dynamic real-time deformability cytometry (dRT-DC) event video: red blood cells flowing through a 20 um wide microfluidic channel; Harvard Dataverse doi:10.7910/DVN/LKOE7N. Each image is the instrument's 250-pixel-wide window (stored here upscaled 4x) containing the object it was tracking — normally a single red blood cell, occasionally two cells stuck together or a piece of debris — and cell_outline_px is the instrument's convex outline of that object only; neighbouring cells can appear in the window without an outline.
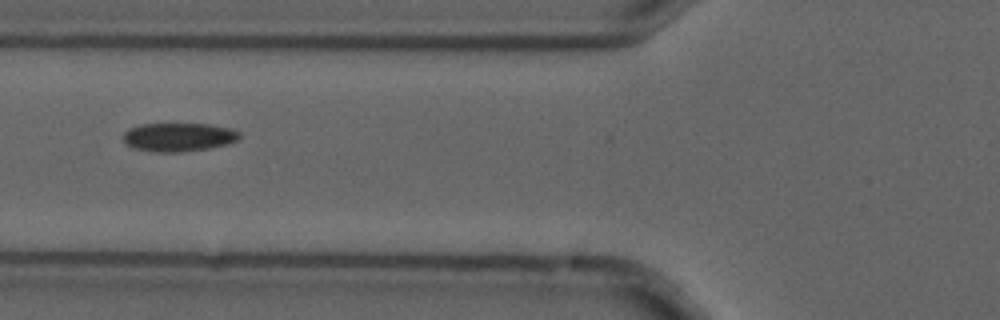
{"species": "common noctule bat (a hibernating species)", "species_latin": "Nyctalus noctula", "temperature_condition": "cold", "stored_images_in_passage": 4, "camera_frame_rate_fps": 3000, "um_per_image_px": 0.085, "animal": {"sex": "male", "forearm_length_mm": 52.5}, "frame": {"image": 1, "passage_image": 3, "time_ms": 0.667, "image_size_px": [1000, 320], "cell_outline_px": [[240, 140], [228, 144], [208, 148], [180, 152], [152, 152], [136, 148], [124, 144], [124, 132], [128, 128], [140, 124], [208, 124], [232, 128], [240, 132]], "centroid_in_image_um": [15.2, 11.65], "position_along_channel_um": 110.6, "area_um2": 19.54}}
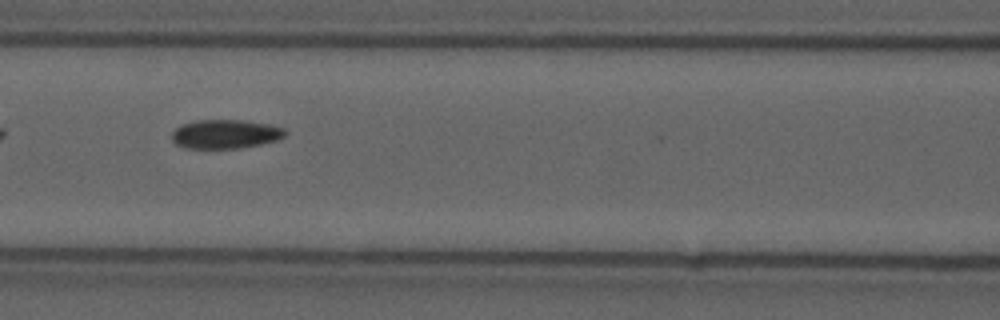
{"frame": {"image": 2, "passage_image": 4, "time_ms": 1.0, "image_size_px": [1000, 320], "cell_outline_px": [[288, 132], [284, 136], [276, 140], [260, 144], [240, 148], [184, 148], [176, 144], [172, 140], [172, 132], [180, 124], [196, 120], [244, 120], [268, 124], [284, 128]], "centroid_in_image_um": [19.14, 11.39], "position_along_channel_um": 147.5, "area_um2": 19.19}}